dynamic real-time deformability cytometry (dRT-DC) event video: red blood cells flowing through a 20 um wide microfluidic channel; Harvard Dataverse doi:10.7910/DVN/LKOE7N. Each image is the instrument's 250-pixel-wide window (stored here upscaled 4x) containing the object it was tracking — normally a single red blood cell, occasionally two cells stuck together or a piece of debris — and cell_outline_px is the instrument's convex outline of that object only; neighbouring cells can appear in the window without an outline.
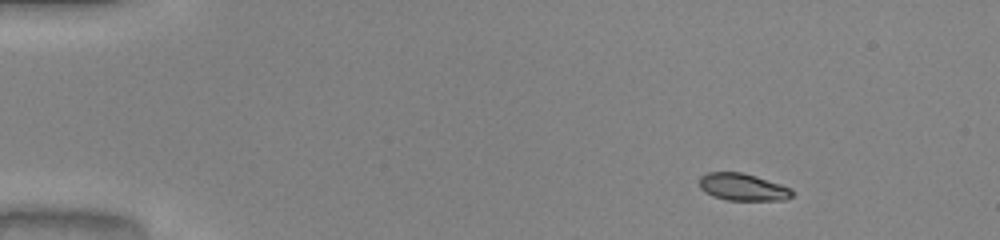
{"species": "common noctule bat (a hibernating species)", "species_latin": "Nyctalus noctula", "temperature_condition": "warm", "stored_images_in_passage": 45, "camera_frame_rate_fps": 3000, "um_per_image_px": 0.085, "animal": {"sex": "male", "body_mass_g": 20.0, "forearm_length_mm": 53.3}, "frame": {"image": 1, "passage_image": 1, "time_ms": 0.0, "image_size_px": [1000, 240], "cell_outline_px": [[796, 192], [792, 196], [784, 200], [728, 200], [712, 196], [704, 192], [700, 188], [700, 176], [708, 172], [744, 172], [792, 188]], "centroid_in_image_um": [63.15, 15.9], "position_along_channel_um": 21.8, "area_um2": 14.85}}
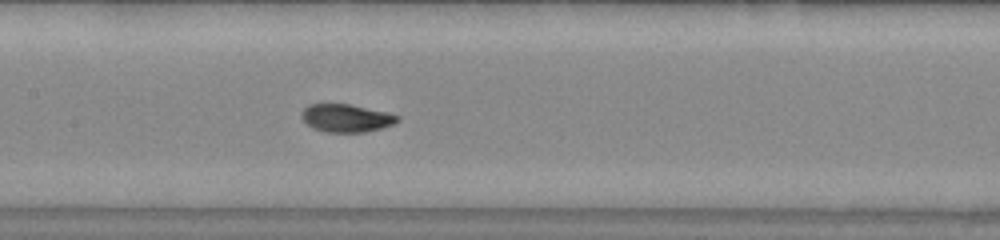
{"frame": {"image": 2, "passage_image": 20, "time_ms": 6.333, "image_size_px": [1000, 240], "cell_outline_px": [[400, 120], [392, 124], [380, 128], [364, 132], [324, 132], [312, 128], [300, 116], [304, 108], [308, 104], [348, 104], [384, 112], [400, 116]], "centroid_in_image_um": [29.39, 10.04], "position_along_channel_um": 178.0, "area_um2": 15.37}}
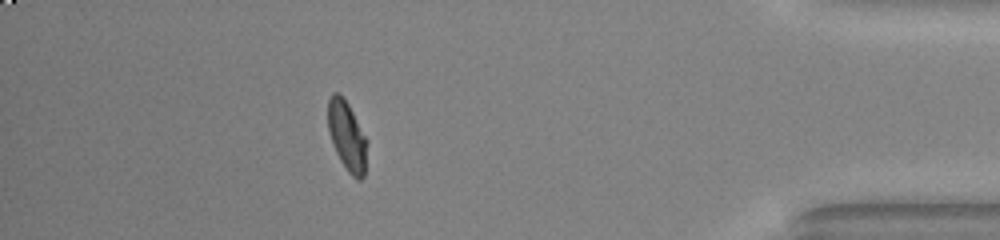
{"frame": {"image": 3, "passage_image": 40, "time_ms": 13.0, "image_size_px": [1000, 240], "cell_outline_px": [[368, 140], [364, 176], [360, 180], [356, 180], [348, 172], [340, 160], [332, 144], [328, 128], [328, 100], [332, 92], [340, 92], [344, 96]], "centroid_in_image_um": [29.5, 11.54], "position_along_channel_um": 405.7, "area_um2": 16.13}, "authors_computed_cell_mechanics": {"area_um2": 15.606, "velocity_mm_per_s": 4.0674, "shape_relaxation_time_tau1_ms": 2.8195, "shape_relaxation_time_tau2_ms": null, "deformation_change_tau1": 0.1555, "deformation_change_tau2": null}}